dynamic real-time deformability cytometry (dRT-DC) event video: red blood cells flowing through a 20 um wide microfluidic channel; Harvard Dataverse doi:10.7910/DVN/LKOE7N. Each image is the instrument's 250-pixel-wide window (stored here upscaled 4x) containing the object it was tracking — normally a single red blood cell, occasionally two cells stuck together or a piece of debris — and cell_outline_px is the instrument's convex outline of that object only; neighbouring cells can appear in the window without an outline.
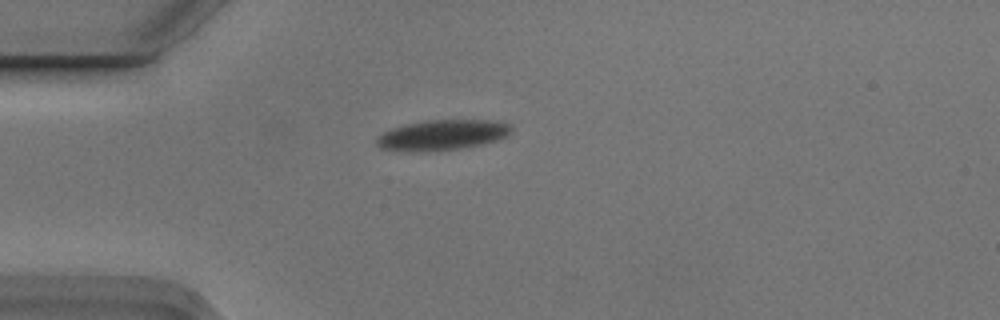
{"species": "Egyptian fruit bat (a non-hibernating species)", "species_latin": "Rousettus aegyptiacus", "temperature_condition": "cold", "stored_images_in_passage": 4, "camera_frame_rate_fps": 3000, "um_per_image_px": 0.085, "animal": {"sex": "male"}, "frame": {"image": 1, "passage_image": 1, "time_ms": 0.0, "image_size_px": [1000, 320], "cell_outline_px": [[512, 132], [508, 136], [484, 144], [460, 148], [428, 152], [404, 152], [380, 148], [376, 144], [376, 140], [384, 132], [392, 128], [408, 124], [432, 120], [484, 120], [512, 124]], "centroid_in_image_um": [37.6, 11.5], "position_along_channel_um": 47.4, "area_um2": 23.87}}
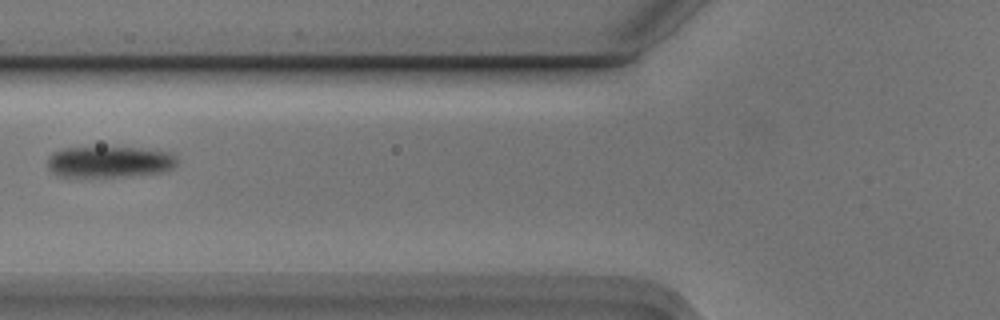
{"frame": {"image": 2, "passage_image": 3, "time_ms": 0.667, "image_size_px": [1000, 320], "cell_outline_px": [[176, 164], [172, 168], [160, 172], [120, 176], [56, 176], [48, 168], [48, 156], [52, 152], [64, 148], [140, 148], [168, 152], [176, 156]], "centroid_in_image_um": [9.26, 13.75], "position_along_channel_um": 116.5, "area_um2": 23.18}}
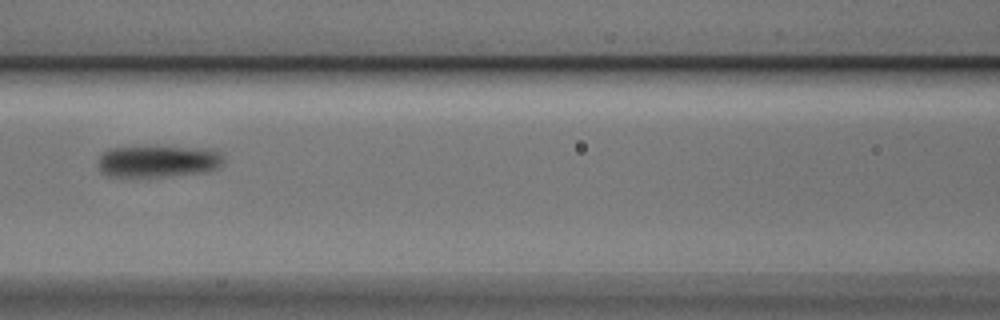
{"frame": {"image": 3, "passage_image": 4, "time_ms": 1.0, "image_size_px": [1000, 320], "cell_outline_px": [[224, 160], [216, 168], [204, 172], [148, 180], [108, 176], [100, 172], [100, 156], [108, 148], [216, 148]], "centroid_in_image_um": [13.42, 13.78], "position_along_channel_um": 153.2, "area_um2": 23.76}}